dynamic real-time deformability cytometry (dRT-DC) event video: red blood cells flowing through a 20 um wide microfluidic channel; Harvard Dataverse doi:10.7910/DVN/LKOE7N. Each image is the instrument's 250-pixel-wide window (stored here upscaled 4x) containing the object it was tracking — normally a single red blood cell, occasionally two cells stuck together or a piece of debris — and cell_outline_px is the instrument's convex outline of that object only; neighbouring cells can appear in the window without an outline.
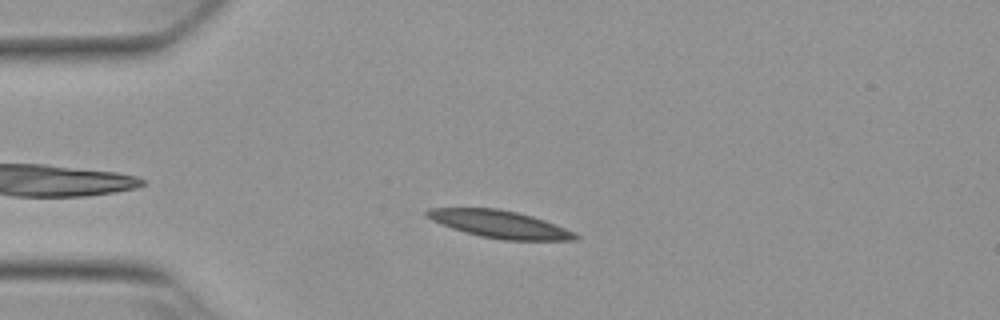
{"species": "Egyptian fruit bat (a non-hibernating species)", "species_latin": "Rousettus aegyptiacus", "temperature_condition": "warm", "stored_images_in_passage": 37, "camera_frame_rate_fps": 3000, "um_per_image_px": 0.085, "animal": {"sex": "female"}, "frame": {"image": 1, "passage_image": 7, "time_ms": 2.0, "image_size_px": [1000, 320], "cell_outline_px": [[580, 240], [500, 240], [480, 236], [464, 232], [452, 228], [432, 220], [424, 216], [424, 212], [428, 208], [496, 208], [516, 212], [532, 216], [544, 220], [576, 232], [580, 236]], "centroid_in_image_um": [42.49, 19.06], "position_along_channel_um": 42.5, "area_um2": 23.81}}
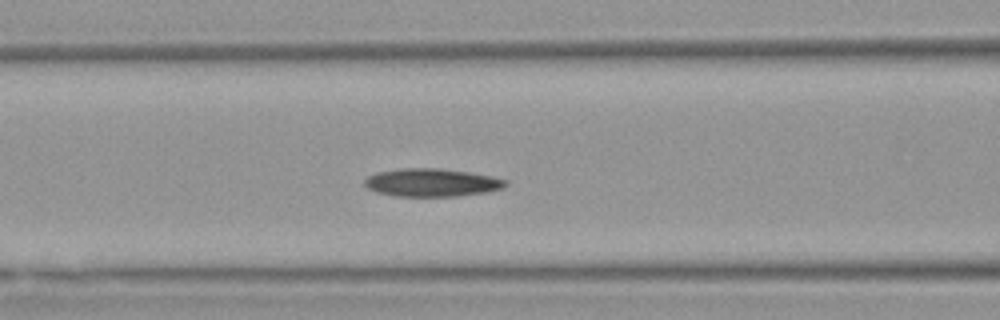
{"frame": {"image": 2, "passage_image": 16, "time_ms": 5.0, "image_size_px": [1000, 320], "cell_outline_px": [[508, 184], [504, 188], [488, 192], [460, 196], [396, 196], [376, 192], [368, 188], [364, 184], [364, 180], [368, 176], [376, 172], [400, 168], [440, 168], [468, 172], [492, 176], [508, 180]], "centroid_in_image_um": [36.72, 15.51], "position_along_channel_um": 129.9, "area_um2": 23.24}}
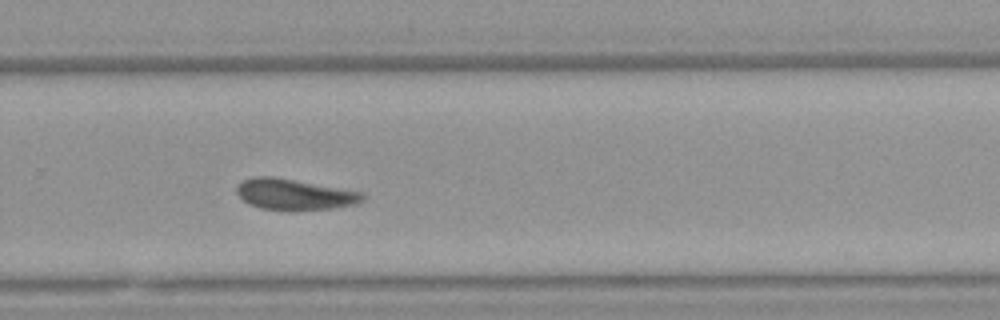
{"frame": {"image": 3, "passage_image": 30, "time_ms": 9.667, "image_size_px": [1000, 320], "cell_outline_px": [[364, 200], [356, 204], [336, 208], [296, 212], [288, 212], [260, 208], [248, 204], [236, 192], [236, 184], [252, 176], [272, 176], [364, 192]], "centroid_in_image_um": [25.02, 16.55], "position_along_channel_um": 304.8, "area_um2": 23.35}, "authors_computed_cell_mechanics": {"area_um2": 23.2934, "velocity_mm_per_s": 3.7652, "shape_relaxation_time_tau1_ms": 10.598, "shape_relaxation_time_tau2_ms": 8.2584, "deformation_change_tau1": 0.1939, "deformation_change_tau2": 0.1539}}